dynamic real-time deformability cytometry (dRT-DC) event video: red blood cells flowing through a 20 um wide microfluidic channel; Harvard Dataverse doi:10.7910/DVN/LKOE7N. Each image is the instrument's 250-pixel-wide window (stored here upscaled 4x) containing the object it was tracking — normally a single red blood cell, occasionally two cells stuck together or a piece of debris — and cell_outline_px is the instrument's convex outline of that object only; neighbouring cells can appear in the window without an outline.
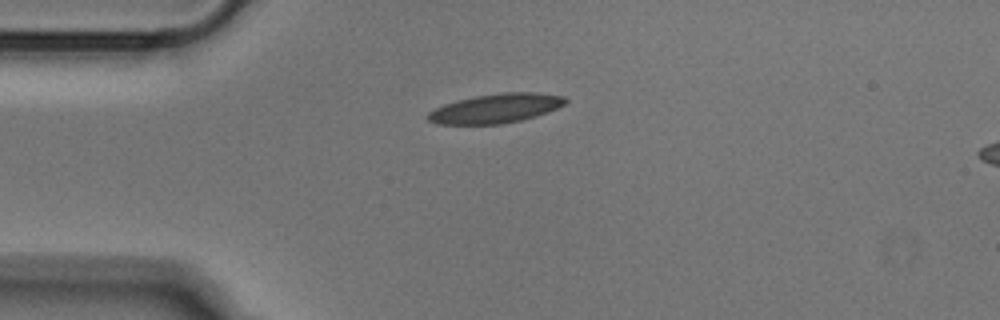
{"species": "Egyptian fruit bat (a non-hibernating species)", "species_latin": "Rousettus aegyptiacus", "temperature_condition": "cold", "stored_images_in_passage": 40, "camera_frame_rate_fps": 3000, "um_per_image_px": 0.085, "animal": {"sex": "male"}, "frame": {"image": 1, "passage_image": 1, "time_ms": 0.0, "image_size_px": [1000, 320], "cell_outline_px": [[568, 100], [564, 104], [548, 112], [536, 116], [520, 120], [500, 124], [436, 124], [428, 120], [424, 116], [428, 112], [444, 104], [476, 96], [504, 92], [536, 92], [564, 96]], "centroid_in_image_um": [42.13, 9.21], "position_along_channel_um": 42.9, "area_um2": 23.35}}
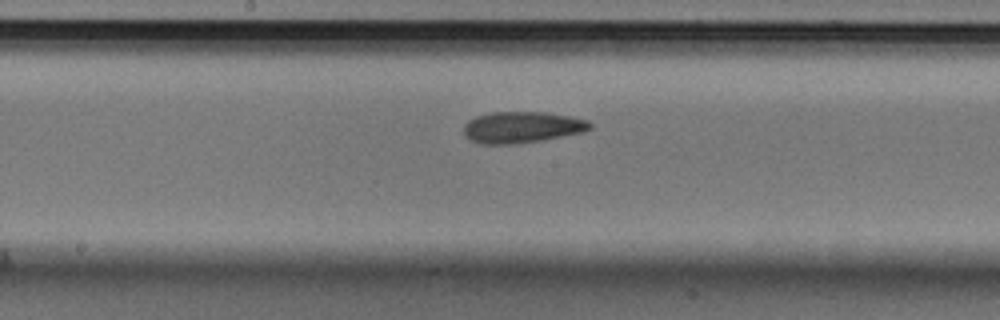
{"frame": {"image": 2, "passage_image": 15, "time_ms": 4.667, "image_size_px": [1000, 320], "cell_outline_px": [[592, 128], [584, 132], [540, 140], [512, 144], [480, 144], [468, 140], [464, 136], [464, 124], [468, 120], [476, 116], [492, 112], [548, 112], [572, 116], [588, 120], [592, 124]], "centroid_in_image_um": [44.35, 10.81], "position_along_channel_um": 203.8, "area_um2": 23.29}}
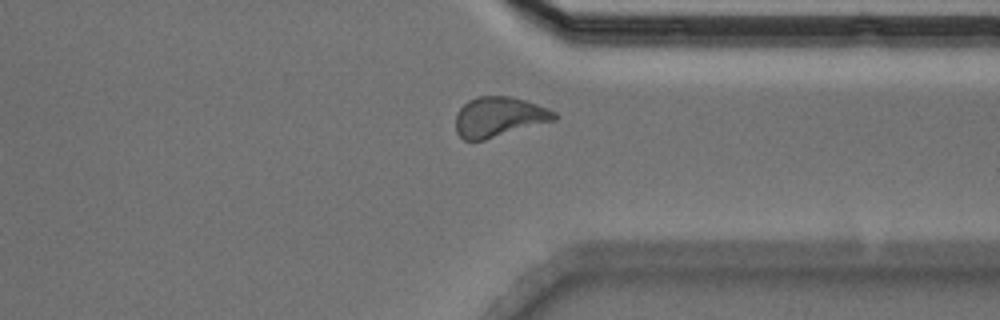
{"frame": {"image": 3, "passage_image": 28, "time_ms": 9.0, "image_size_px": [1000, 320], "cell_outline_px": [[556, 120], [484, 140], [464, 140], [456, 132], [456, 112], [468, 100], [480, 96], [512, 96], [548, 108], [556, 112]], "centroid_in_image_um": [42.4, 9.93], "position_along_channel_um": 369.0, "area_um2": 22.95}}